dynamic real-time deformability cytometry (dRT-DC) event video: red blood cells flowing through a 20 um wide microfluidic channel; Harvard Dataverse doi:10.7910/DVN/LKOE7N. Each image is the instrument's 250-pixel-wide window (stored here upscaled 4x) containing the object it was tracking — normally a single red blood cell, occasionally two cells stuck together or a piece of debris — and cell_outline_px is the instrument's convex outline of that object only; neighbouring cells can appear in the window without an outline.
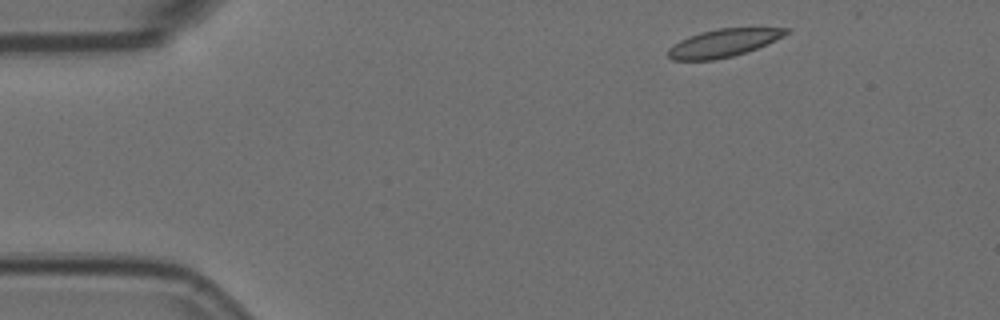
{"species": "Egyptian fruit bat (a non-hibernating species)", "species_latin": "Rousettus aegyptiacus", "temperature_condition": "room temperature", "stored_images_in_passage": 6, "camera_frame_rate_fps": 3000, "um_per_image_px": 0.085, "animal": {"sex": "female"}, "frame": {"image": 1, "passage_image": 1, "time_ms": 0.0, "image_size_px": [1000, 320], "cell_outline_px": [[792, 28], [788, 32], [756, 48], [732, 56], [716, 60], [672, 60], [668, 56], [668, 48], [680, 40], [688, 36], [700, 32], [720, 28]], "centroid_in_image_um": [61.4, 3.66], "position_along_channel_um": 23.6, "area_um2": 18.73}}
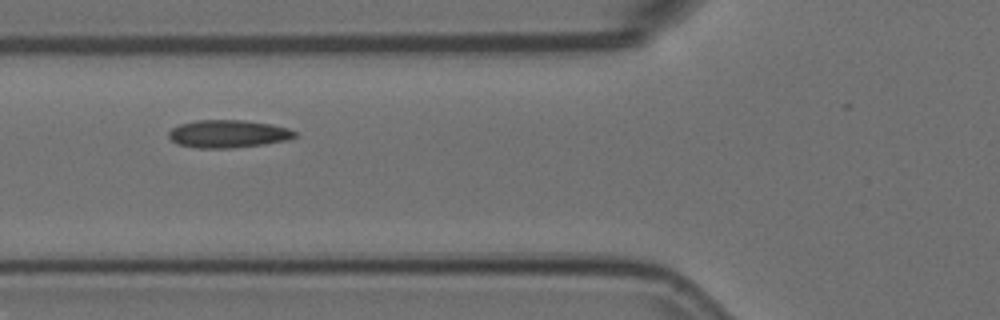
{"frame": {"image": 2, "passage_image": 5, "time_ms": 1.333, "image_size_px": [1000, 320], "cell_outline_px": [[296, 136], [288, 140], [264, 144], [232, 148], [200, 148], [176, 144], [168, 136], [168, 132], [172, 128], [180, 124], [196, 120], [244, 120], [268, 124], [288, 128], [296, 132]], "centroid_in_image_um": [19.37, 11.38], "position_along_channel_um": 106.4, "area_um2": 20.35}}
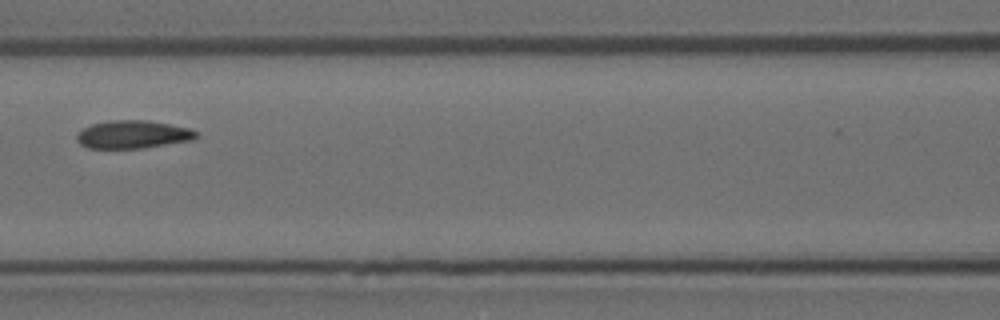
{"frame": {"image": 3, "passage_image": 6, "time_ms": 1.667, "image_size_px": [1000, 320], "cell_outline_px": [[200, 136], [196, 140], [144, 148], [88, 148], [80, 144], [76, 140], [76, 136], [84, 128], [92, 124], [108, 120], [148, 120], [192, 128]], "centroid_in_image_um": [11.37, 11.43], "position_along_channel_um": 155.2, "area_um2": 19.77}}